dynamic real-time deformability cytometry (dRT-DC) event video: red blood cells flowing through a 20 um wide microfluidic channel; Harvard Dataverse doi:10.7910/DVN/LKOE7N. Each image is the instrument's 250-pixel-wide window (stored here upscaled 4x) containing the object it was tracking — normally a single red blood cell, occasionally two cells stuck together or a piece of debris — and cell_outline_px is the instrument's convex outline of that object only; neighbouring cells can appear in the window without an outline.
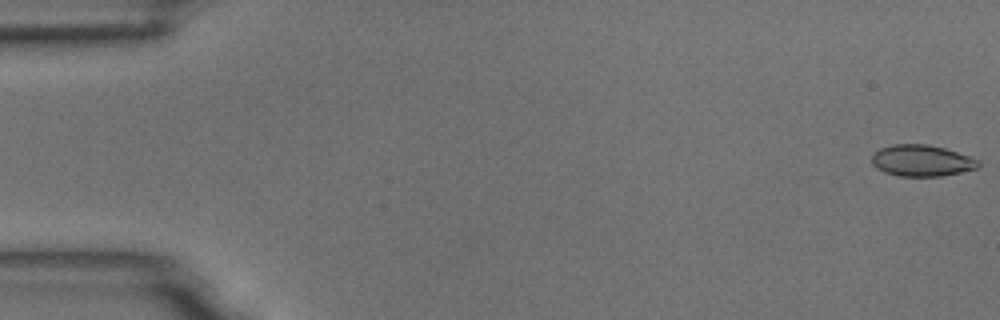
{"species": "common noctule bat (a hibernating species)", "species_latin": "Nyctalus noctula", "temperature_condition": "room temperature", "stored_images_in_passage": 7, "camera_frame_rate_fps": 3000, "um_per_image_px": 0.085, "animal": {"sex": "male", "body_mass_g": 18.8}, "frame": {"image": 1, "passage_image": 1, "time_ms": 0.0, "image_size_px": [1000, 320], "cell_outline_px": [[980, 164], [976, 168], [960, 172], [940, 176], [900, 176], [884, 172], [876, 168], [872, 164], [872, 156], [880, 148], [892, 144], [928, 144], [944, 148], [980, 160]], "centroid_in_image_um": [78.32, 13.65], "position_along_channel_um": 6.7, "area_um2": 19.36}}
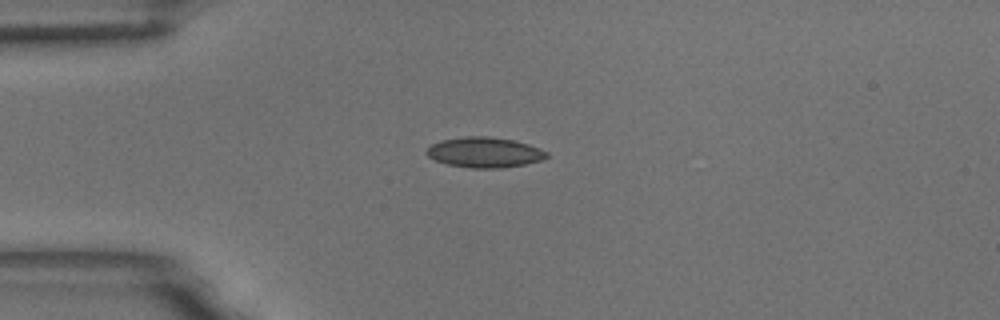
{"frame": {"image": 2, "passage_image": 5, "time_ms": 1.333, "image_size_px": [1000, 320], "cell_outline_px": [[548, 156], [540, 160], [524, 164], [500, 168], [472, 168], [448, 164], [436, 160], [428, 156], [424, 152], [432, 144], [440, 140], [464, 136], [488, 136], [512, 140], [528, 144], [540, 148], [548, 152]], "centroid_in_image_um": [41.17, 12.94], "position_along_channel_um": 43.8, "area_um2": 21.1}}